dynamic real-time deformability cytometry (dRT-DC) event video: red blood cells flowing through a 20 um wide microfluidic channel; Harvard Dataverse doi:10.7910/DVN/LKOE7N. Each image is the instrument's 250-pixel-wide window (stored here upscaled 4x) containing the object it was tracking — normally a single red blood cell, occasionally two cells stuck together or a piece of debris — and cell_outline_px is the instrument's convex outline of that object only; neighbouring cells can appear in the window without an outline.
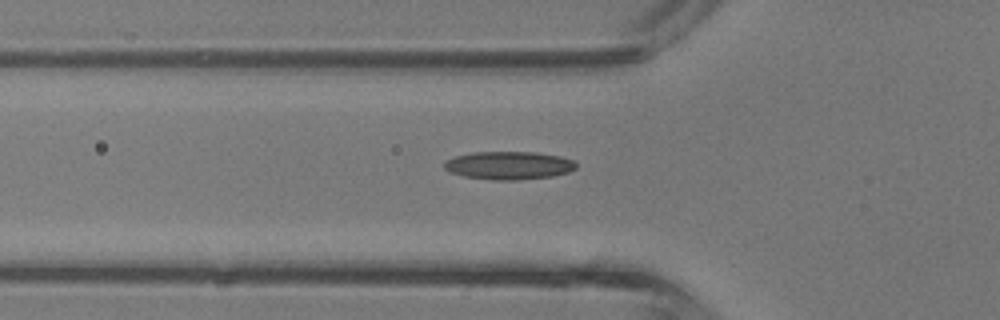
{"species": "common noctule bat (a hibernating species)", "species_latin": "Nyctalus noctula", "temperature_condition": "room temperature", "stored_images_in_passage": 31, "camera_frame_rate_fps": 3000, "um_per_image_px": 0.085, "animal": {"sex": "male", "body_mass_g": 13.3}, "frame": {"image": 1, "passage_image": 3, "time_ms": 0.667, "image_size_px": [1000, 320], "cell_outline_px": [[576, 168], [568, 172], [552, 176], [520, 180], [492, 180], [464, 176], [448, 172], [444, 168], [444, 160], [456, 156], [472, 152], [536, 152], [560, 156], [572, 160], [576, 164]], "centroid_in_image_um": [43.22, 14.06], "position_along_channel_um": 82.6, "area_um2": 21.68}}
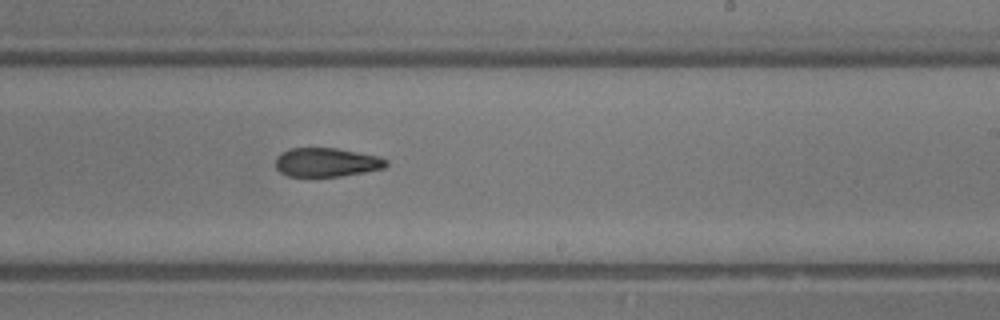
{"frame": {"image": 2, "passage_image": 14, "time_ms": 4.333, "image_size_px": [1000, 320], "cell_outline_px": [[388, 164], [384, 168], [364, 172], [340, 176], [288, 176], [280, 172], [276, 168], [276, 156], [280, 152], [288, 148], [336, 148], [380, 156], [388, 160]], "centroid_in_image_um": [27.75, 13.78], "position_along_channel_um": 261.3, "area_um2": 18.73}}
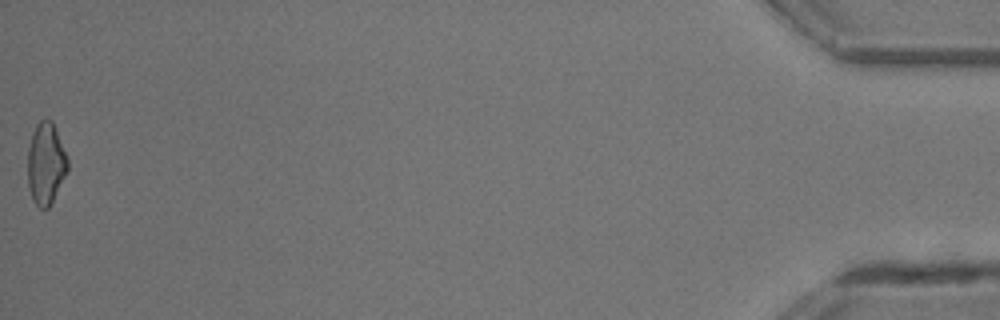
{"frame": {"image": 3, "passage_image": 31, "time_ms": 10.0, "image_size_px": [1000, 320], "cell_outline_px": [[68, 172], [48, 208], [40, 208], [32, 200], [28, 188], [28, 148], [32, 132], [36, 124], [40, 120], [52, 120], [68, 160]], "centroid_in_image_um": [3.89, 13.91], "position_along_channel_um": 431.3, "area_um2": 19.02}, "authors_computed_cell_mechanics": {"area_um2": 19.363, "velocity_mm_per_s": 4.8577, "shape_relaxation_time_tau1_ms": 6.3733, "shape_relaxation_time_tau2_ms": 6.9448, "deformation_change_tau1": 0.1849, "deformation_change_tau2": 0.1941}}